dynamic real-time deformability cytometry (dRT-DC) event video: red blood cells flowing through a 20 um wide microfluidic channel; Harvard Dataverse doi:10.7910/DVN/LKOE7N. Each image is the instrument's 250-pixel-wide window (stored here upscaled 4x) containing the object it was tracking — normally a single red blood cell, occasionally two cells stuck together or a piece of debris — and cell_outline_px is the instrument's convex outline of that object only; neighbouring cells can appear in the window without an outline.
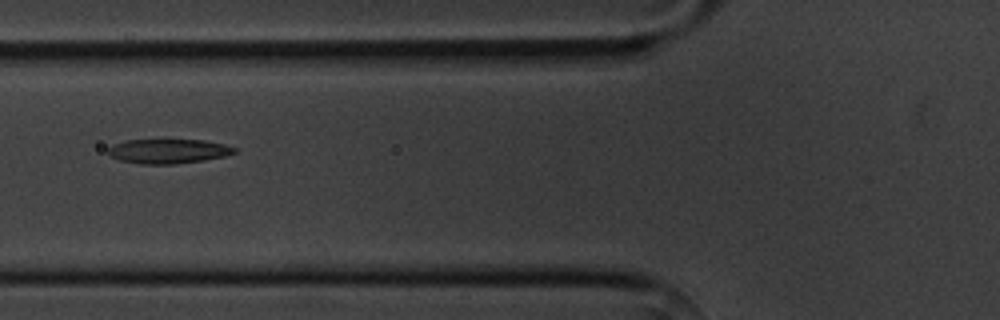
{"species": "common noctule bat (a hibernating species)", "species_latin": "Nyctalus noctula", "temperature_condition": "cold", "stored_images_in_passage": 13, "camera_frame_rate_fps": 3000, "um_per_image_px": 0.085, "animal": {"sex": "male", "body_mass_g": 20.1, "forearm_length_mm": 53.5}, "frame": {"image": 1, "passage_image": 4, "time_ms": 4.667, "image_size_px": [1000, 320], "cell_outline_px": [[236, 152], [224, 156], [204, 160], [172, 164], [140, 164], [120, 160], [112, 156], [108, 152], [108, 148], [112, 144], [124, 140], [204, 140], [224, 144], [236, 148]], "centroid_in_image_um": [14.29, 12.85], "position_along_channel_um": 111.5, "area_um2": 17.92}}
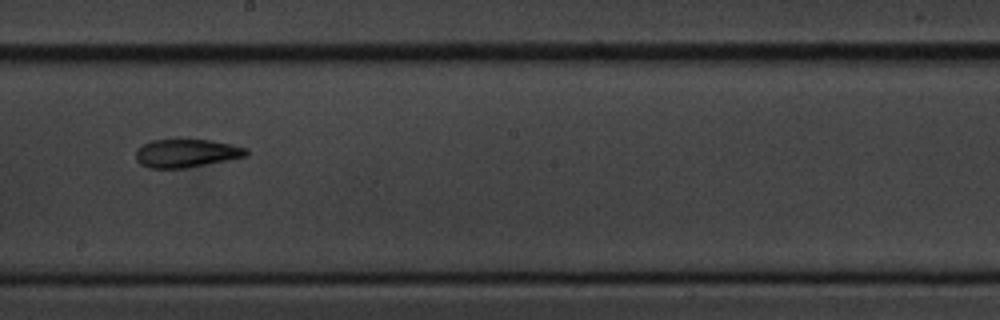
{"frame": {"image": 2, "passage_image": 7, "time_ms": 8.0, "image_size_px": [1000, 320], "cell_outline_px": [[248, 156], [228, 160], [184, 168], [148, 168], [140, 164], [136, 160], [136, 148], [152, 140], [180, 136], [212, 140], [232, 144], [248, 148]], "centroid_in_image_um": [15.84, 12.97], "position_along_channel_um": 232.4, "area_um2": 19.07}}
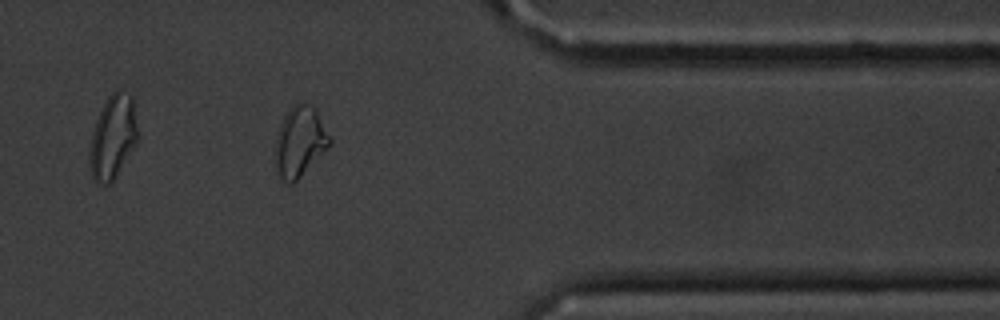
{"frame": {"image": 3, "passage_image": 11, "time_ms": 12.667, "image_size_px": [1000, 320], "cell_outline_px": [[332, 144], [292, 184], [288, 184], [276, 176], [276, 144], [280, 128], [284, 116], [292, 104], [308, 104], [316, 108], [332, 140]], "centroid_in_image_um": [25.5, 12.06], "position_along_channel_um": 385.9, "area_um2": 22.02}, "authors_computed_cell_mechanics": {"area_um2": 18.9584, "velocity_mm_per_s": 3.6142, "shape_relaxation_time_tau1_ms": 2.3493, "shape_relaxation_time_tau2_ms": 2.1515, "deformation_change_tau1": 0.1057, "deformation_change_tau2": 0.077}}